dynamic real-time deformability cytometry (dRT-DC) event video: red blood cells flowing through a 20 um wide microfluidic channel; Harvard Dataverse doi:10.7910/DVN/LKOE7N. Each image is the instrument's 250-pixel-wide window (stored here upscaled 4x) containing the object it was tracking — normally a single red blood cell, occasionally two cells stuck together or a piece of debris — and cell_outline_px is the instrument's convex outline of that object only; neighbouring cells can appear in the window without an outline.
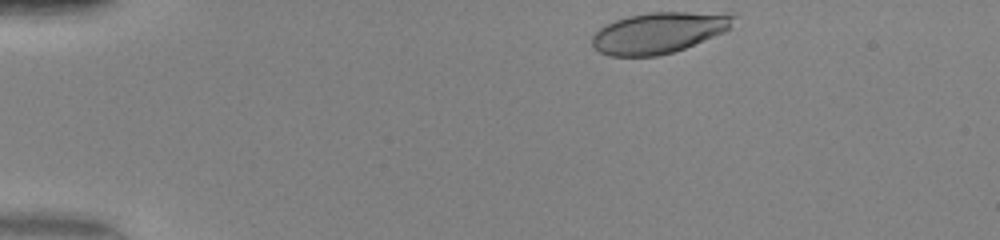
{"species": "human", "species_latin": "Homo sapiens", "temperature_condition": "warm", "stored_images_in_passage": 36, "camera_frame_rate_fps": 3000, "um_per_image_px": 0.085, "donor": {"sex": "female"}, "frame": {"image": 1, "passage_image": 1, "time_ms": 0.0, "image_size_px": [1000, 240], "cell_outline_px": [[736, 16], [732, 28], [724, 32], [684, 48], [672, 52], [656, 56], [608, 56], [592, 48], [592, 36], [604, 24], [628, 16], [648, 12], [732, 12]], "centroid_in_image_um": [56.03, 2.76], "position_along_channel_um": 29.0, "area_um2": 34.16}}
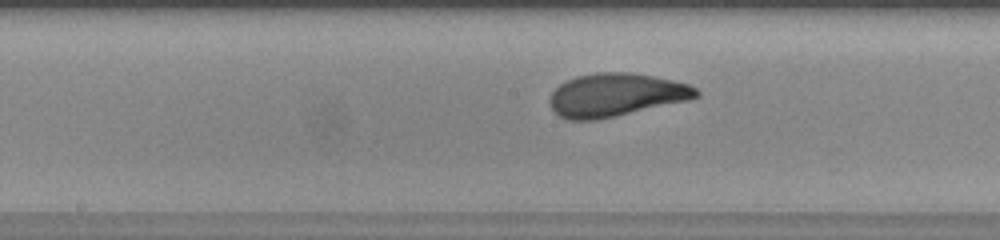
{"frame": {"image": 2, "passage_image": 19, "time_ms": 6.0, "image_size_px": [1000, 240], "cell_outline_px": [[700, 96], [688, 100], [596, 120], [568, 120], [560, 116], [548, 104], [548, 100], [552, 92], [560, 84], [576, 76], [596, 72], [628, 72], [652, 76], [672, 80], [688, 84], [696, 88], [700, 92]], "centroid_in_image_um": [52.33, 8.06], "position_along_channel_um": 195.9, "area_um2": 36.65}}
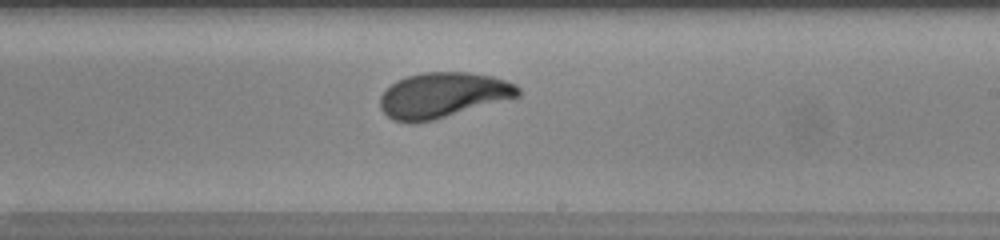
{"frame": {"image": 3, "passage_image": 23, "time_ms": 7.333, "image_size_px": [1000, 240], "cell_outline_px": [[520, 96], [432, 120], [412, 124], [408, 124], [392, 120], [380, 108], [380, 96], [396, 80], [408, 76], [424, 72], [468, 72], [492, 76], [516, 84], [520, 88]], "centroid_in_image_um": [37.63, 8.09], "position_along_channel_um": 251.4, "area_um2": 36.3}, "authors_computed_cell_mechanics": {"area_um2": 36.0383, "velocity_mm_per_s": 4.1781, "shape_relaxation_time_tau1_ms": 3.1561, "shape_relaxation_time_tau2_ms": null, "deformation_change_tau1": 0.1688, "deformation_change_tau2": null}}